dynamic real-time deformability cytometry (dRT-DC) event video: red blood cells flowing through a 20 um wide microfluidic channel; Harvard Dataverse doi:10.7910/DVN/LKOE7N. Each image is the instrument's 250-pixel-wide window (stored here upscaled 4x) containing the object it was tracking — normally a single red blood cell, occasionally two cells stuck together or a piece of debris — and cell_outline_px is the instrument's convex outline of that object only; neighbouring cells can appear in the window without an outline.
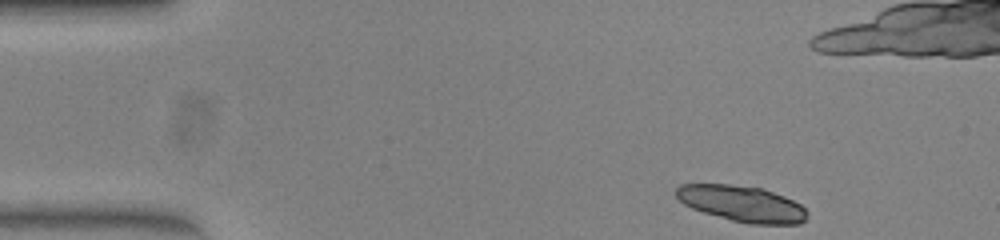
{"species": "common noctule bat (a hibernating species)", "species_latin": "Nyctalus noctula", "temperature_condition": "warm", "stored_images_in_passage": 48, "camera_frame_rate_fps": 3000, "um_per_image_px": 0.085, "animal": {"sex": "female", "body_mass_g": 23.0, "forearm_length_mm": 53.4}, "frame": {"image": 1, "passage_image": 1, "time_ms": 0.0, "image_size_px": [1000, 240], "cell_outline_px": [[808, 216], [800, 224], [752, 224], [732, 220], [704, 212], [692, 208], [684, 204], [676, 196], [676, 188], [680, 184], [728, 184], [760, 188], [784, 196], [800, 204], [808, 212]], "centroid_in_image_um": [63.07, 17.31], "position_along_channel_um": 21.9, "area_um2": 27.22}, "authors_computed_cell_mechanics": {"area_um2": 28.0908, "velocity_mm_per_s": 3.8543, "shape_relaxation_time_tau1_ms": 0.3514, "shape_relaxation_time_tau2_ms": null, "deformation_change_tau1": 0.2692, "deformation_change_tau2": null}}